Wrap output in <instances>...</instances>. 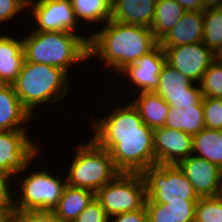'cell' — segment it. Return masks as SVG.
Here are the masks:
<instances>
[{"mask_svg": "<svg viewBox=\"0 0 222 222\" xmlns=\"http://www.w3.org/2000/svg\"><path fill=\"white\" fill-rule=\"evenodd\" d=\"M121 105L91 122V139L109 151L120 173H141L155 165L153 129L143 122L131 102Z\"/></svg>", "mask_w": 222, "mask_h": 222, "instance_id": "obj_1", "label": "cell"}, {"mask_svg": "<svg viewBox=\"0 0 222 222\" xmlns=\"http://www.w3.org/2000/svg\"><path fill=\"white\" fill-rule=\"evenodd\" d=\"M89 35V58L98 57L99 62L103 61L105 67L114 70L115 74L159 44L149 27L114 20L106 22L101 30L92 31Z\"/></svg>", "mask_w": 222, "mask_h": 222, "instance_id": "obj_2", "label": "cell"}, {"mask_svg": "<svg viewBox=\"0 0 222 222\" xmlns=\"http://www.w3.org/2000/svg\"><path fill=\"white\" fill-rule=\"evenodd\" d=\"M22 40L26 61L63 69L68 75L71 65L89 59L90 36L74 32L32 31Z\"/></svg>", "mask_w": 222, "mask_h": 222, "instance_id": "obj_3", "label": "cell"}, {"mask_svg": "<svg viewBox=\"0 0 222 222\" xmlns=\"http://www.w3.org/2000/svg\"><path fill=\"white\" fill-rule=\"evenodd\" d=\"M68 76L63 69L25 60L12 86L23 107L36 119L33 112L39 104H53L68 95Z\"/></svg>", "mask_w": 222, "mask_h": 222, "instance_id": "obj_4", "label": "cell"}, {"mask_svg": "<svg viewBox=\"0 0 222 222\" xmlns=\"http://www.w3.org/2000/svg\"><path fill=\"white\" fill-rule=\"evenodd\" d=\"M74 148H77V152L69 164L67 185L96 193L120 173L109 151L98 146L92 139L79 143Z\"/></svg>", "mask_w": 222, "mask_h": 222, "instance_id": "obj_5", "label": "cell"}, {"mask_svg": "<svg viewBox=\"0 0 222 222\" xmlns=\"http://www.w3.org/2000/svg\"><path fill=\"white\" fill-rule=\"evenodd\" d=\"M18 174L19 179H14V185L19 187L21 193L16 196L14 192L13 211H53L67 185L66 177L63 180L58 175L53 176L44 168L41 171L34 170L30 174H26V177L20 176V172L16 177Z\"/></svg>", "mask_w": 222, "mask_h": 222, "instance_id": "obj_6", "label": "cell"}, {"mask_svg": "<svg viewBox=\"0 0 222 222\" xmlns=\"http://www.w3.org/2000/svg\"><path fill=\"white\" fill-rule=\"evenodd\" d=\"M141 175L146 198L155 203L199 200L194 187L178 165L155 164L145 168Z\"/></svg>", "mask_w": 222, "mask_h": 222, "instance_id": "obj_7", "label": "cell"}, {"mask_svg": "<svg viewBox=\"0 0 222 222\" xmlns=\"http://www.w3.org/2000/svg\"><path fill=\"white\" fill-rule=\"evenodd\" d=\"M108 217L141 209L145 205V183L141 173H119L95 193Z\"/></svg>", "mask_w": 222, "mask_h": 222, "instance_id": "obj_8", "label": "cell"}, {"mask_svg": "<svg viewBox=\"0 0 222 222\" xmlns=\"http://www.w3.org/2000/svg\"><path fill=\"white\" fill-rule=\"evenodd\" d=\"M27 130L0 131V173L14 178L28 170L29 163L40 152L29 139Z\"/></svg>", "mask_w": 222, "mask_h": 222, "instance_id": "obj_9", "label": "cell"}, {"mask_svg": "<svg viewBox=\"0 0 222 222\" xmlns=\"http://www.w3.org/2000/svg\"><path fill=\"white\" fill-rule=\"evenodd\" d=\"M156 92L170 107H192L203 99L200 84L192 82L168 63L162 66Z\"/></svg>", "mask_w": 222, "mask_h": 222, "instance_id": "obj_10", "label": "cell"}, {"mask_svg": "<svg viewBox=\"0 0 222 222\" xmlns=\"http://www.w3.org/2000/svg\"><path fill=\"white\" fill-rule=\"evenodd\" d=\"M27 8L38 24L34 31L76 32L79 27L70 0H28Z\"/></svg>", "mask_w": 222, "mask_h": 222, "instance_id": "obj_11", "label": "cell"}, {"mask_svg": "<svg viewBox=\"0 0 222 222\" xmlns=\"http://www.w3.org/2000/svg\"><path fill=\"white\" fill-rule=\"evenodd\" d=\"M162 49L165 53L166 63L198 84L209 65L217 58L203 42Z\"/></svg>", "mask_w": 222, "mask_h": 222, "instance_id": "obj_12", "label": "cell"}, {"mask_svg": "<svg viewBox=\"0 0 222 222\" xmlns=\"http://www.w3.org/2000/svg\"><path fill=\"white\" fill-rule=\"evenodd\" d=\"M199 198L222 195V169L206 159L190 155L178 164Z\"/></svg>", "mask_w": 222, "mask_h": 222, "instance_id": "obj_13", "label": "cell"}, {"mask_svg": "<svg viewBox=\"0 0 222 222\" xmlns=\"http://www.w3.org/2000/svg\"><path fill=\"white\" fill-rule=\"evenodd\" d=\"M155 164L177 165L193 155V136L166 126L153 130Z\"/></svg>", "mask_w": 222, "mask_h": 222, "instance_id": "obj_14", "label": "cell"}, {"mask_svg": "<svg viewBox=\"0 0 222 222\" xmlns=\"http://www.w3.org/2000/svg\"><path fill=\"white\" fill-rule=\"evenodd\" d=\"M166 62L164 50L158 44L148 54L143 55L135 63L129 64L119 74L128 79L129 86L136 87L137 92H153L159 81V74ZM135 85V86H134Z\"/></svg>", "mask_w": 222, "mask_h": 222, "instance_id": "obj_15", "label": "cell"}, {"mask_svg": "<svg viewBox=\"0 0 222 222\" xmlns=\"http://www.w3.org/2000/svg\"><path fill=\"white\" fill-rule=\"evenodd\" d=\"M204 10L186 11L179 22L159 40L161 48L202 42Z\"/></svg>", "mask_w": 222, "mask_h": 222, "instance_id": "obj_16", "label": "cell"}, {"mask_svg": "<svg viewBox=\"0 0 222 222\" xmlns=\"http://www.w3.org/2000/svg\"><path fill=\"white\" fill-rule=\"evenodd\" d=\"M30 119L12 84H0V131L26 130Z\"/></svg>", "mask_w": 222, "mask_h": 222, "instance_id": "obj_17", "label": "cell"}, {"mask_svg": "<svg viewBox=\"0 0 222 222\" xmlns=\"http://www.w3.org/2000/svg\"><path fill=\"white\" fill-rule=\"evenodd\" d=\"M25 61L23 40L0 35V84H12Z\"/></svg>", "mask_w": 222, "mask_h": 222, "instance_id": "obj_18", "label": "cell"}, {"mask_svg": "<svg viewBox=\"0 0 222 222\" xmlns=\"http://www.w3.org/2000/svg\"><path fill=\"white\" fill-rule=\"evenodd\" d=\"M157 0H117L112 6V19L125 24L151 27Z\"/></svg>", "mask_w": 222, "mask_h": 222, "instance_id": "obj_19", "label": "cell"}, {"mask_svg": "<svg viewBox=\"0 0 222 222\" xmlns=\"http://www.w3.org/2000/svg\"><path fill=\"white\" fill-rule=\"evenodd\" d=\"M197 201H177L160 204L146 198L148 222H194Z\"/></svg>", "mask_w": 222, "mask_h": 222, "instance_id": "obj_20", "label": "cell"}, {"mask_svg": "<svg viewBox=\"0 0 222 222\" xmlns=\"http://www.w3.org/2000/svg\"><path fill=\"white\" fill-rule=\"evenodd\" d=\"M95 199V192L66 185L53 212L61 222H72Z\"/></svg>", "mask_w": 222, "mask_h": 222, "instance_id": "obj_21", "label": "cell"}, {"mask_svg": "<svg viewBox=\"0 0 222 222\" xmlns=\"http://www.w3.org/2000/svg\"><path fill=\"white\" fill-rule=\"evenodd\" d=\"M138 93L130 102L138 110L143 122L151 129L165 125L170 106L156 92Z\"/></svg>", "mask_w": 222, "mask_h": 222, "instance_id": "obj_22", "label": "cell"}, {"mask_svg": "<svg viewBox=\"0 0 222 222\" xmlns=\"http://www.w3.org/2000/svg\"><path fill=\"white\" fill-rule=\"evenodd\" d=\"M164 126L183 131L191 136L198 134L205 128L202 100L185 109L170 107Z\"/></svg>", "mask_w": 222, "mask_h": 222, "instance_id": "obj_23", "label": "cell"}, {"mask_svg": "<svg viewBox=\"0 0 222 222\" xmlns=\"http://www.w3.org/2000/svg\"><path fill=\"white\" fill-rule=\"evenodd\" d=\"M186 10L176 0H157L151 31L159 41L181 19Z\"/></svg>", "mask_w": 222, "mask_h": 222, "instance_id": "obj_24", "label": "cell"}, {"mask_svg": "<svg viewBox=\"0 0 222 222\" xmlns=\"http://www.w3.org/2000/svg\"><path fill=\"white\" fill-rule=\"evenodd\" d=\"M193 155L222 169V130L203 128L193 136Z\"/></svg>", "mask_w": 222, "mask_h": 222, "instance_id": "obj_25", "label": "cell"}, {"mask_svg": "<svg viewBox=\"0 0 222 222\" xmlns=\"http://www.w3.org/2000/svg\"><path fill=\"white\" fill-rule=\"evenodd\" d=\"M78 22L85 25L105 24L112 19V6L107 0H70ZM81 19V20H80ZM90 22V23H89ZM103 22V23H102Z\"/></svg>", "mask_w": 222, "mask_h": 222, "instance_id": "obj_26", "label": "cell"}, {"mask_svg": "<svg viewBox=\"0 0 222 222\" xmlns=\"http://www.w3.org/2000/svg\"><path fill=\"white\" fill-rule=\"evenodd\" d=\"M202 42L216 56L222 51V11L219 8L204 10Z\"/></svg>", "mask_w": 222, "mask_h": 222, "instance_id": "obj_27", "label": "cell"}, {"mask_svg": "<svg viewBox=\"0 0 222 222\" xmlns=\"http://www.w3.org/2000/svg\"><path fill=\"white\" fill-rule=\"evenodd\" d=\"M199 84L203 97L222 99V60L217 57L209 65Z\"/></svg>", "mask_w": 222, "mask_h": 222, "instance_id": "obj_28", "label": "cell"}, {"mask_svg": "<svg viewBox=\"0 0 222 222\" xmlns=\"http://www.w3.org/2000/svg\"><path fill=\"white\" fill-rule=\"evenodd\" d=\"M195 221L222 222V195L199 198L195 207Z\"/></svg>", "mask_w": 222, "mask_h": 222, "instance_id": "obj_29", "label": "cell"}, {"mask_svg": "<svg viewBox=\"0 0 222 222\" xmlns=\"http://www.w3.org/2000/svg\"><path fill=\"white\" fill-rule=\"evenodd\" d=\"M205 128L222 130V99L203 97Z\"/></svg>", "mask_w": 222, "mask_h": 222, "instance_id": "obj_30", "label": "cell"}, {"mask_svg": "<svg viewBox=\"0 0 222 222\" xmlns=\"http://www.w3.org/2000/svg\"><path fill=\"white\" fill-rule=\"evenodd\" d=\"M15 222H61L53 211H13Z\"/></svg>", "mask_w": 222, "mask_h": 222, "instance_id": "obj_31", "label": "cell"}, {"mask_svg": "<svg viewBox=\"0 0 222 222\" xmlns=\"http://www.w3.org/2000/svg\"><path fill=\"white\" fill-rule=\"evenodd\" d=\"M109 217L100 203L94 199L91 204L72 222H109Z\"/></svg>", "mask_w": 222, "mask_h": 222, "instance_id": "obj_32", "label": "cell"}, {"mask_svg": "<svg viewBox=\"0 0 222 222\" xmlns=\"http://www.w3.org/2000/svg\"><path fill=\"white\" fill-rule=\"evenodd\" d=\"M28 0H0V24L16 17L27 8Z\"/></svg>", "mask_w": 222, "mask_h": 222, "instance_id": "obj_33", "label": "cell"}, {"mask_svg": "<svg viewBox=\"0 0 222 222\" xmlns=\"http://www.w3.org/2000/svg\"><path fill=\"white\" fill-rule=\"evenodd\" d=\"M111 222H148V212L145 205L136 211L124 212L121 214L109 217Z\"/></svg>", "mask_w": 222, "mask_h": 222, "instance_id": "obj_34", "label": "cell"}, {"mask_svg": "<svg viewBox=\"0 0 222 222\" xmlns=\"http://www.w3.org/2000/svg\"><path fill=\"white\" fill-rule=\"evenodd\" d=\"M12 178L0 173V205H13L14 191L10 190L13 183Z\"/></svg>", "mask_w": 222, "mask_h": 222, "instance_id": "obj_35", "label": "cell"}, {"mask_svg": "<svg viewBox=\"0 0 222 222\" xmlns=\"http://www.w3.org/2000/svg\"><path fill=\"white\" fill-rule=\"evenodd\" d=\"M186 11H201L202 0H176Z\"/></svg>", "mask_w": 222, "mask_h": 222, "instance_id": "obj_36", "label": "cell"}, {"mask_svg": "<svg viewBox=\"0 0 222 222\" xmlns=\"http://www.w3.org/2000/svg\"><path fill=\"white\" fill-rule=\"evenodd\" d=\"M13 212V205H0V222H4Z\"/></svg>", "mask_w": 222, "mask_h": 222, "instance_id": "obj_37", "label": "cell"}, {"mask_svg": "<svg viewBox=\"0 0 222 222\" xmlns=\"http://www.w3.org/2000/svg\"><path fill=\"white\" fill-rule=\"evenodd\" d=\"M203 10L222 7V0H202Z\"/></svg>", "mask_w": 222, "mask_h": 222, "instance_id": "obj_38", "label": "cell"}, {"mask_svg": "<svg viewBox=\"0 0 222 222\" xmlns=\"http://www.w3.org/2000/svg\"><path fill=\"white\" fill-rule=\"evenodd\" d=\"M4 222H15V216L12 213Z\"/></svg>", "mask_w": 222, "mask_h": 222, "instance_id": "obj_39", "label": "cell"}, {"mask_svg": "<svg viewBox=\"0 0 222 222\" xmlns=\"http://www.w3.org/2000/svg\"><path fill=\"white\" fill-rule=\"evenodd\" d=\"M111 6H113V4L117 1V0H107Z\"/></svg>", "mask_w": 222, "mask_h": 222, "instance_id": "obj_40", "label": "cell"}, {"mask_svg": "<svg viewBox=\"0 0 222 222\" xmlns=\"http://www.w3.org/2000/svg\"><path fill=\"white\" fill-rule=\"evenodd\" d=\"M220 60H222V51L220 52V54L217 56Z\"/></svg>", "mask_w": 222, "mask_h": 222, "instance_id": "obj_41", "label": "cell"}]
</instances>
